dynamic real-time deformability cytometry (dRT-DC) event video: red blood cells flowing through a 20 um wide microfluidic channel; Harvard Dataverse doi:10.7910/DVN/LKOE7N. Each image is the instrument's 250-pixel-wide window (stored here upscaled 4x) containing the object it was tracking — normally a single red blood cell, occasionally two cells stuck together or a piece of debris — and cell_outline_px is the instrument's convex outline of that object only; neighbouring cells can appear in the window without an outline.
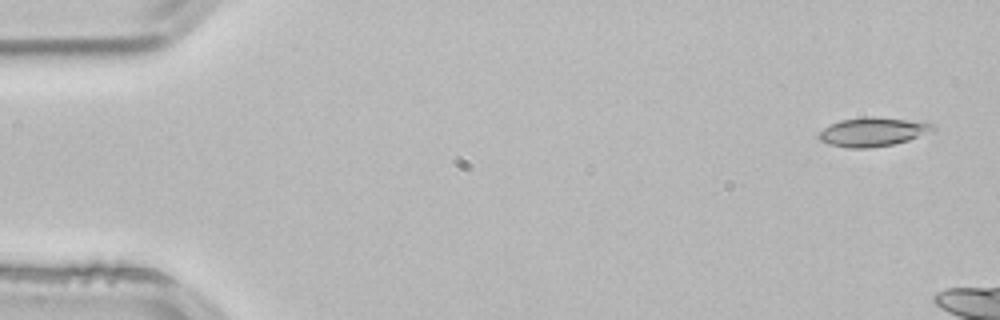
{"species": "common noctule bat (a hibernating species)", "species_latin": "Nyctalus noctula", "temperature_condition": "room temperature", "stored_images_in_passage": 2, "camera_frame_rate_fps": 3000, "um_per_image_px": 0.085, "animal": {"sex": "male", "body_mass_g": 21.5, "forearm_length_mm": 52.0}, "frame": {"image": 1, "passage_image": 1, "time_ms": 0.0, "image_size_px": [1000, 320], "cell_outline_px": [[936, 128], [908, 140], [892, 144], [872, 148], [848, 148], [828, 144], [820, 140], [816, 136], [824, 128], [840, 120], [864, 116], [872, 116], [908, 120], [932, 124]], "centroid_in_image_um": [74.1, 11.21], "position_along_channel_um": 10.9, "area_um2": 18.96}}